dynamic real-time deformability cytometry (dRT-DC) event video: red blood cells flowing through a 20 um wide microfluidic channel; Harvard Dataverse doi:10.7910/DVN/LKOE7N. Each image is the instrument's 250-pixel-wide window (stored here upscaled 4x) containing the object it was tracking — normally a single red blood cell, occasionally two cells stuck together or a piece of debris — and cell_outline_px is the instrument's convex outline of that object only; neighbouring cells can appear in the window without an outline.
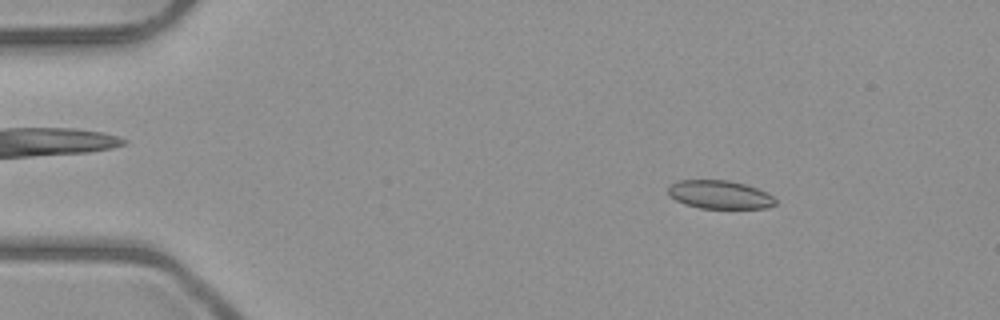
{"species": "common noctule bat (a hibernating species)", "species_latin": "Nyctalus noctula", "temperature_condition": "room temperature", "stored_images_in_passage": 3, "camera_frame_rate_fps": 3000, "um_per_image_px": 0.085, "animal": {"sex": "male", "body_mass_g": 23.1, "forearm_length_mm": 52.7}, "frame": {"image": 1, "passage_image": 1, "time_ms": 0.0, "image_size_px": [1000, 320], "cell_outline_px": [[776, 204], [768, 208], [700, 208], [684, 204], [668, 196], [668, 188], [672, 184], [680, 180], [728, 180], [744, 184], [768, 192], [776, 200]], "centroid_in_image_um": [61.18, 16.55], "position_along_channel_um": 23.8, "area_um2": 17.74}}